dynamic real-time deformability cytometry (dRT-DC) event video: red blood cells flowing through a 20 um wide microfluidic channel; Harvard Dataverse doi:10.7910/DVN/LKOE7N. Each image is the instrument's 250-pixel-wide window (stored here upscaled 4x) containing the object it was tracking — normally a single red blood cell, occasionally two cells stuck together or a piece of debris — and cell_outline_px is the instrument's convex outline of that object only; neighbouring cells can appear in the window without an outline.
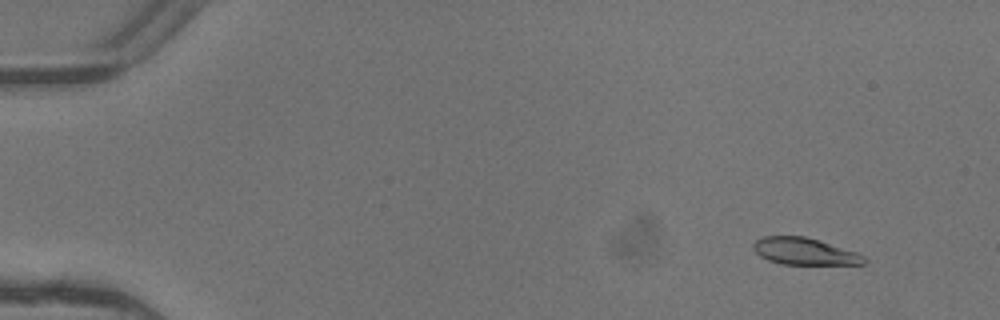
{"species": "common noctule bat (a hibernating species)", "species_latin": "Nyctalus noctula", "temperature_condition": "warm", "stored_images_in_passage": 5, "camera_frame_rate_fps": 3000, "um_per_image_px": 0.085, "animal": {"sex": "female"}, "frame": {"image": 1, "passage_image": 2, "time_ms": 0.333, "image_size_px": [1000, 320], "cell_outline_px": [[868, 260], [864, 264], [780, 264], [768, 260], [760, 256], [752, 248], [752, 244], [756, 240], [764, 236], [804, 236], [856, 252], [864, 256]], "centroid_in_image_um": [68.35, 21.37], "position_along_channel_um": 16.6, "area_um2": 17.22}}
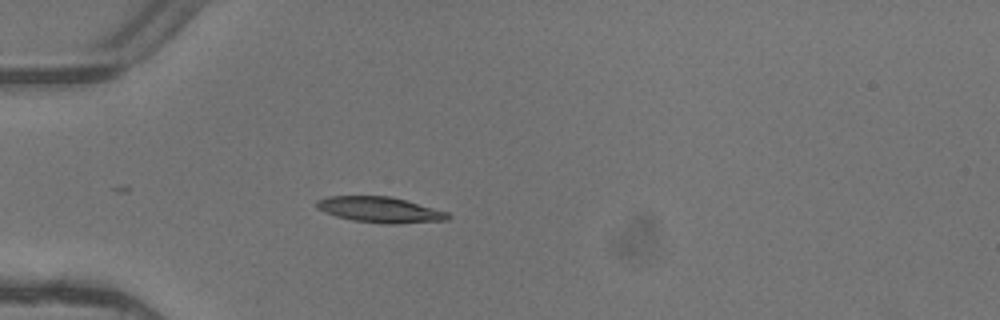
{"frame": {"image": 2, "passage_image": 5, "time_ms": 1.333, "image_size_px": [1000, 320], "cell_outline_px": [[452, 216], [448, 220], [396, 224], [384, 224], [352, 220], [336, 216], [324, 212], [316, 208], [316, 200], [328, 196], [388, 196], [404, 200], [448, 212]], "centroid_in_image_um": [32.28, 17.83], "position_along_channel_um": 52.7, "area_um2": 19.65}}